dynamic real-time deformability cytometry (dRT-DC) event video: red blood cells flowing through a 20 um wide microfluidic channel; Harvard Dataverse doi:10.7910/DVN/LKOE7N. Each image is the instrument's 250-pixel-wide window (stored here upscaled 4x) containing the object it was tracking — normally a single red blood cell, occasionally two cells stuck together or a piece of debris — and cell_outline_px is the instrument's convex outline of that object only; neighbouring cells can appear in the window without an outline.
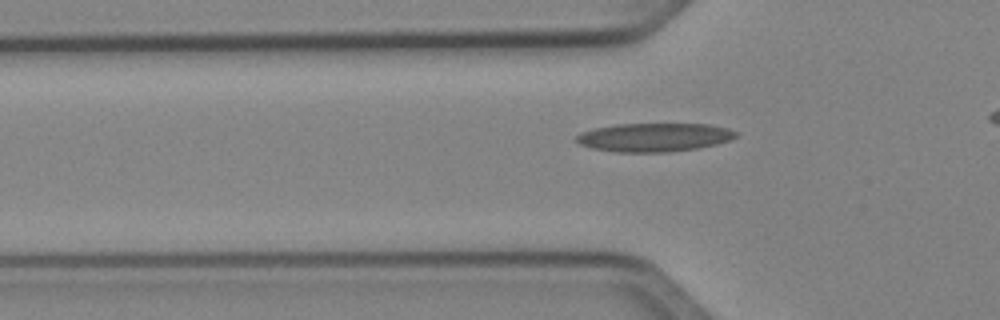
{"species": "Egyptian fruit bat (a non-hibernating species)", "species_latin": "Rousettus aegyptiacus", "temperature_condition": "cold", "stored_images_in_passage": 29, "camera_frame_rate_fps": 3000, "um_per_image_px": 0.085, "animal": {"sex": "female"}, "frame": {"image": 1, "passage_image": 4, "time_ms": 1.0, "image_size_px": [1000, 320], "cell_outline_px": [[736, 136], [728, 140], [716, 144], [696, 148], [668, 152], [616, 152], [592, 148], [580, 144], [576, 140], [576, 136], [580, 132], [596, 128], [616, 124], [708, 124], [728, 128], [736, 132]], "centroid_in_image_um": [55.58, 11.67], "position_along_channel_um": 70.2, "area_um2": 26.36}}
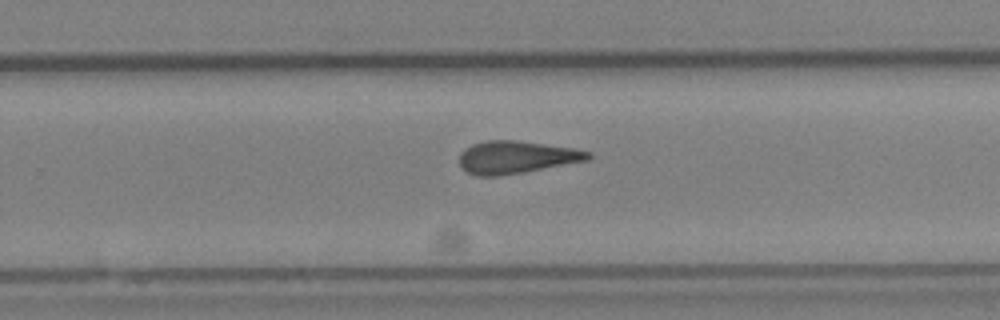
{"frame": {"image": 2, "passage_image": 20, "time_ms": 6.333, "image_size_px": [1000, 320], "cell_outline_px": [[592, 156], [588, 160], [524, 172], [496, 176], [476, 176], [468, 172], [460, 164], [460, 152], [464, 148], [472, 144], [488, 140], [516, 140], [572, 148], [592, 152]], "centroid_in_image_um": [43.88, 13.36], "position_along_channel_um": 285.9, "area_um2": 24.28}}
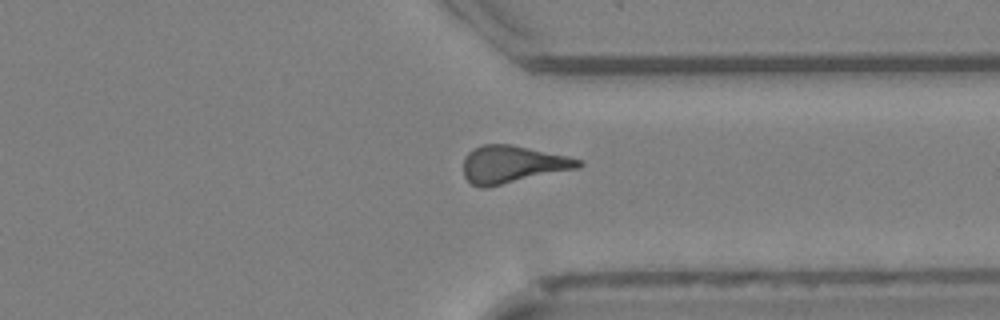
{"frame": {"image": 3, "passage_image": 26, "time_ms": 8.333, "image_size_px": [1000, 320], "cell_outline_px": [[584, 164], [580, 168], [488, 188], [480, 188], [472, 184], [464, 176], [464, 156], [472, 148], [480, 144], [512, 144], [568, 156], [584, 160]], "centroid_in_image_um": [43.59, 13.97], "position_along_channel_um": 367.8, "area_um2": 25.66}}